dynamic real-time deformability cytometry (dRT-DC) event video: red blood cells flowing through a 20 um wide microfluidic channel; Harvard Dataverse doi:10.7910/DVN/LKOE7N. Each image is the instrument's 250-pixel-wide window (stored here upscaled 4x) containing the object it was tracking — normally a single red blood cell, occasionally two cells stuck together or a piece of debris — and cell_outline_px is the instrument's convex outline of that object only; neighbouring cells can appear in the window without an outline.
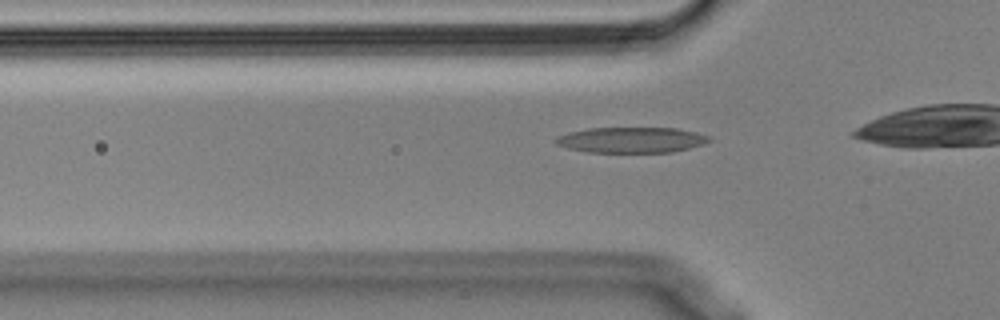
{"species": "Egyptian fruit bat (a non-hibernating species)", "species_latin": "Rousettus aegyptiacus", "temperature_condition": "cold", "stored_images_in_passage": 31, "camera_frame_rate_fps": 3000, "um_per_image_px": 0.085, "animal": {"sex": "male"}, "frame": {"image": 1, "passage_image": 4, "time_ms": 1.0, "image_size_px": [1000, 320], "cell_outline_px": [[712, 140], [704, 144], [672, 152], [588, 152], [568, 148], [556, 144], [552, 140], [556, 136], [568, 132], [588, 128], [676, 128], [696, 132], [712, 136]], "centroid_in_image_um": [53.66, 11.89], "position_along_channel_um": 72.1, "area_um2": 23.06}}
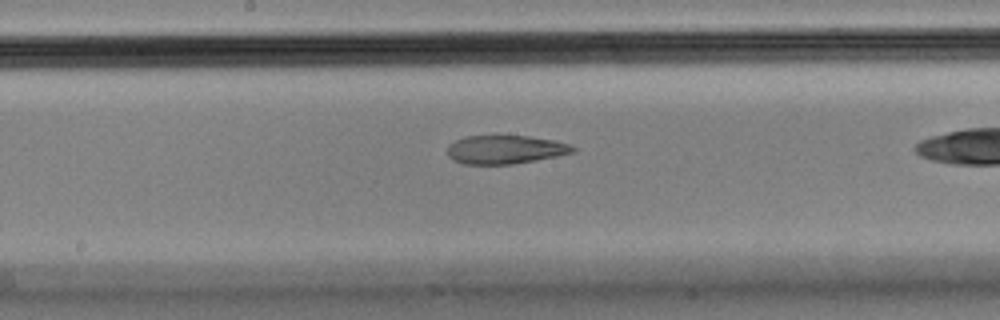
{"frame": {"image": 2, "passage_image": 15, "time_ms": 4.667, "image_size_px": [1000, 320], "cell_outline_px": [[576, 152], [556, 156], [512, 164], [464, 164], [452, 160], [448, 156], [448, 144], [464, 136], [528, 136], [556, 140], [572, 144], [576, 148]], "centroid_in_image_um": [42.96, 12.71], "position_along_channel_um": 205.2, "area_um2": 20.98}}
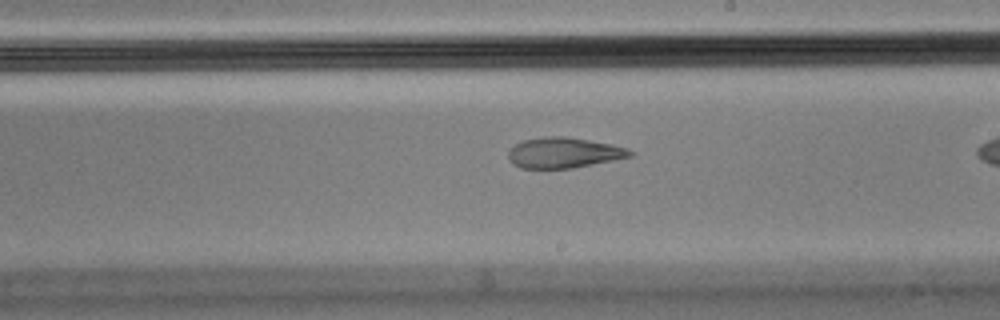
{"frame": {"image": 3, "passage_image": 18, "time_ms": 5.667, "image_size_px": [1000, 320], "cell_outline_px": [[636, 152], [632, 156], [572, 168], [520, 168], [512, 164], [508, 156], [508, 152], [516, 144], [524, 140], [544, 136], [568, 136], [612, 144], [628, 148]], "centroid_in_image_um": [47.94, 12.97], "position_along_channel_um": 241.1, "area_um2": 21.68}}